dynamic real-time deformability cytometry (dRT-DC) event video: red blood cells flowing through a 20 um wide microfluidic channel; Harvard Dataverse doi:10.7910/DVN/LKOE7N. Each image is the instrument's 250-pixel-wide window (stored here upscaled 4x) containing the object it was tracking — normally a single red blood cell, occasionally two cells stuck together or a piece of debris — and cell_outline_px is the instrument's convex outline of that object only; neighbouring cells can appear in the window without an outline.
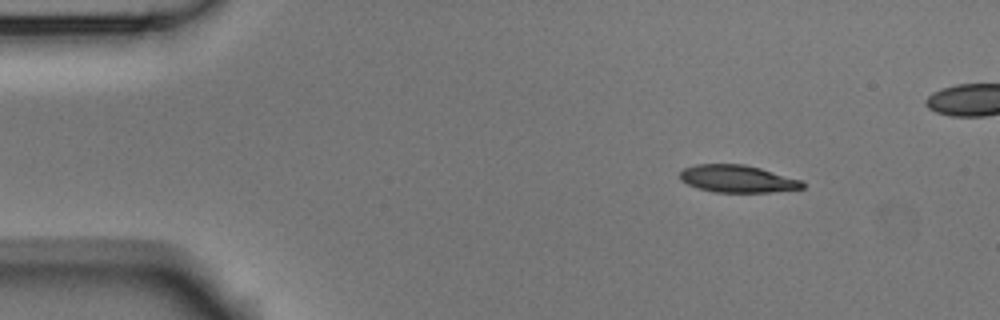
{"species": "Egyptian fruit bat (a non-hibernating species)", "species_latin": "Rousettus aegyptiacus", "temperature_condition": "room temperature", "stored_images_in_passage": 5, "camera_frame_rate_fps": 3000, "um_per_image_px": 0.085, "animal": {"sex": "male"}, "frame": {"image": 1, "passage_image": 2, "time_ms": 0.333, "image_size_px": [1000, 320], "cell_outline_px": [[804, 188], [768, 192], [716, 192], [700, 188], [688, 184], [680, 180], [680, 172], [684, 168], [696, 164], [744, 164], [760, 168], [804, 180]], "centroid_in_image_um": [62.71, 15.19], "position_along_channel_um": 22.3, "area_um2": 19.48}}